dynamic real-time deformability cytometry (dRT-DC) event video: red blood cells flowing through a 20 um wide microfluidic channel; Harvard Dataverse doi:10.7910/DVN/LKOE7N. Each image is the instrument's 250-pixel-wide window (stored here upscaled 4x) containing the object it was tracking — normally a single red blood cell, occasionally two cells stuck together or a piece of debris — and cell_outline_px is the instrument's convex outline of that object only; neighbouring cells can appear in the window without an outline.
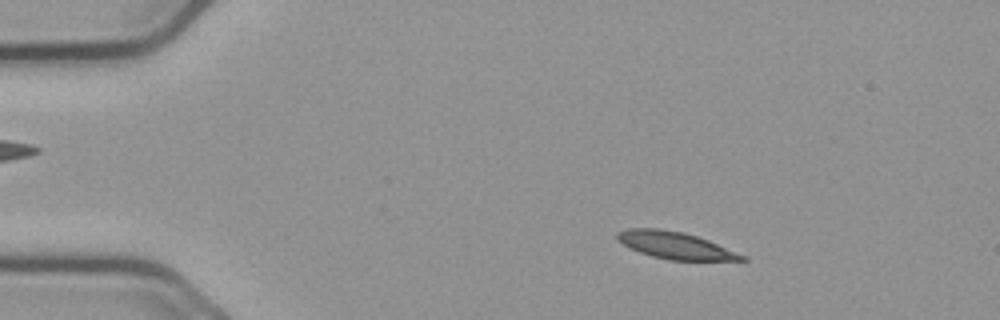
{"species": "common noctule bat (a hibernating species)", "species_latin": "Nyctalus noctula", "temperature_condition": "cold", "stored_images_in_passage": 56, "camera_frame_rate_fps": 3000, "um_per_image_px": 0.085, "animal": {"sex": "male", "body_mass_g": 23.1, "forearm_length_mm": 52.7}, "frame": {"image": 1, "passage_image": 9, "time_ms": 2.667, "image_size_px": [1000, 320], "cell_outline_px": [[748, 260], [668, 260], [652, 256], [640, 252], [616, 240], [616, 232], [628, 228], [656, 228], [684, 232], [708, 240], [748, 256]], "centroid_in_image_um": [57.41, 20.85], "position_along_channel_um": 27.6, "area_um2": 19.59}}
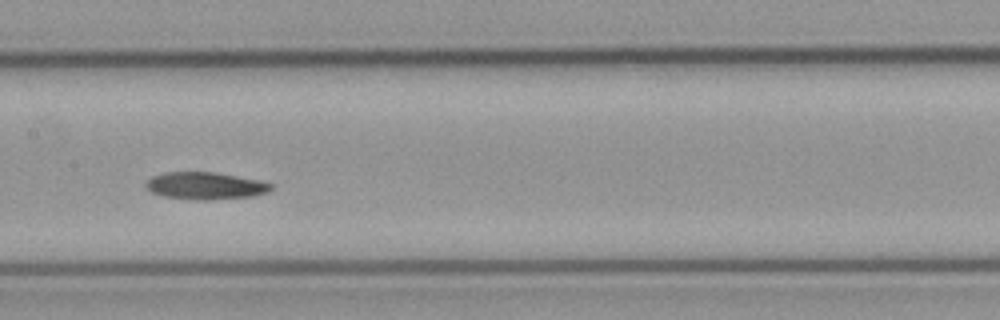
{"frame": {"image": 2, "passage_image": 28, "time_ms": 9.0, "image_size_px": [1000, 320], "cell_outline_px": [[272, 188], [268, 192], [252, 196], [208, 200], [196, 200], [164, 196], [152, 192], [144, 184], [152, 176], [164, 172], [216, 172], [260, 180], [272, 184]], "centroid_in_image_um": [17.46, 15.78], "position_along_channel_um": 189.9, "area_um2": 19.83}}
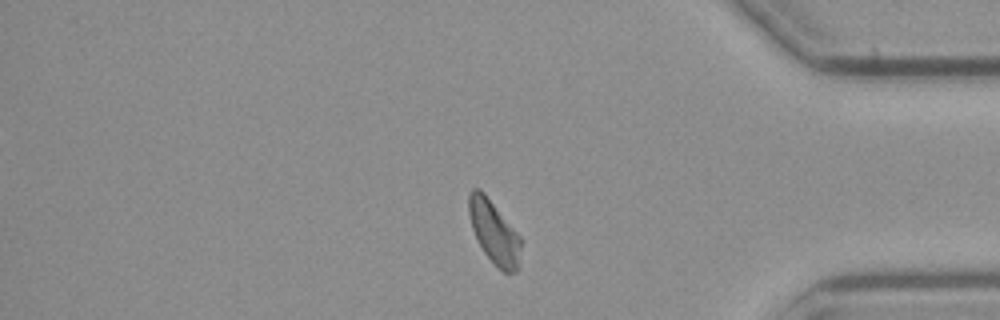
{"frame": {"image": 3, "passage_image": 47, "time_ms": 15.333, "image_size_px": [1000, 320], "cell_outline_px": [[520, 248], [516, 272], [504, 272], [484, 252], [472, 228], [468, 212], [468, 192], [472, 188], [480, 188], [484, 192], [520, 236]], "centroid_in_image_um": [41.96, 19.66], "position_along_channel_um": 393.2, "area_um2": 18.61}, "authors_computed_cell_mechanics": {"area_um2": 19.5653, "velocity_mm_per_s": 3.6205, "shape_relaxation_time_tau1_ms": null, "shape_relaxation_time_tau2_ms": 10.1927, "deformation_change_tau1": null, "deformation_change_tau2": 0.1731}}